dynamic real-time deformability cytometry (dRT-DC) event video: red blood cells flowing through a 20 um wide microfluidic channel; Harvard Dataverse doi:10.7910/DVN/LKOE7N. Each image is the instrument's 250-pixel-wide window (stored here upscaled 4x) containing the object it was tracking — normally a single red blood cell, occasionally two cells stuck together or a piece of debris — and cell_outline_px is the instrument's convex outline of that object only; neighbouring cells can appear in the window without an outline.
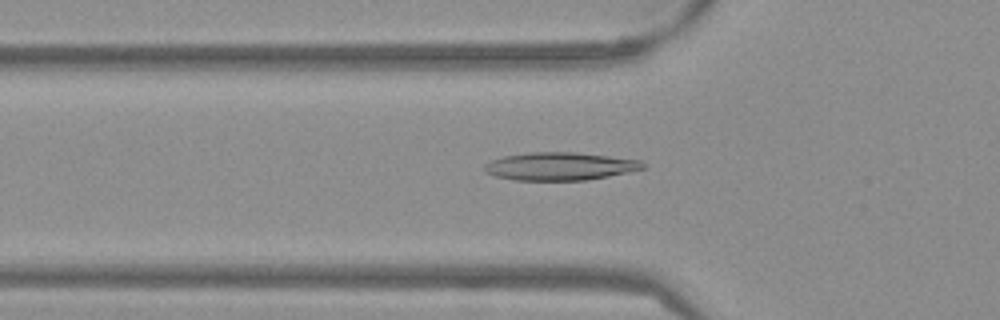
{"species": "Egyptian fruit bat (a non-hibernating species)", "species_latin": "Rousettus aegyptiacus", "temperature_condition": "warm", "stored_images_in_passage": 41, "camera_frame_rate_fps": 3000, "um_per_image_px": 0.085, "frame": {"image": 1, "passage_image": 6, "time_ms": 1.667, "image_size_px": [1000, 320], "cell_outline_px": [[644, 168], [628, 172], [588, 180], [516, 180], [496, 176], [484, 172], [484, 164], [492, 160], [504, 156], [532, 152], [572, 152], [608, 156], [640, 160], [644, 164]], "centroid_in_image_um": [47.57, 14.13], "position_along_channel_um": 78.2, "area_um2": 25.55}}
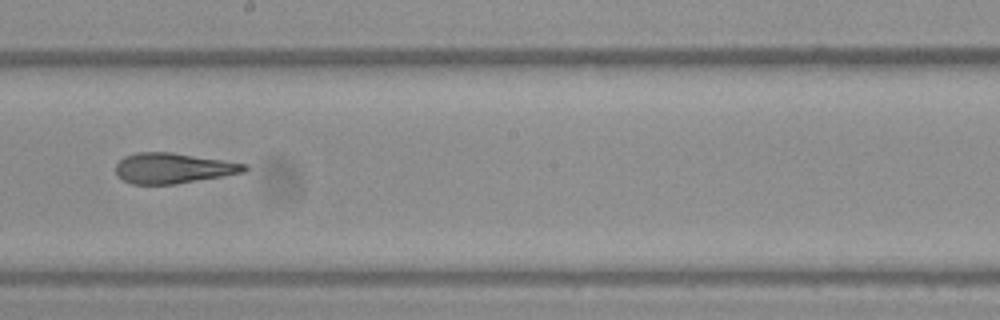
{"frame": {"image": 2, "passage_image": 18, "time_ms": 5.667, "image_size_px": [1000, 320], "cell_outline_px": [[248, 168], [244, 172], [176, 184], [132, 184], [116, 176], [116, 164], [124, 156], [136, 152], [172, 152], [224, 160], [248, 164]], "centroid_in_image_um": [14.7, 14.29], "position_along_channel_um": 233.5, "area_um2": 22.83}}
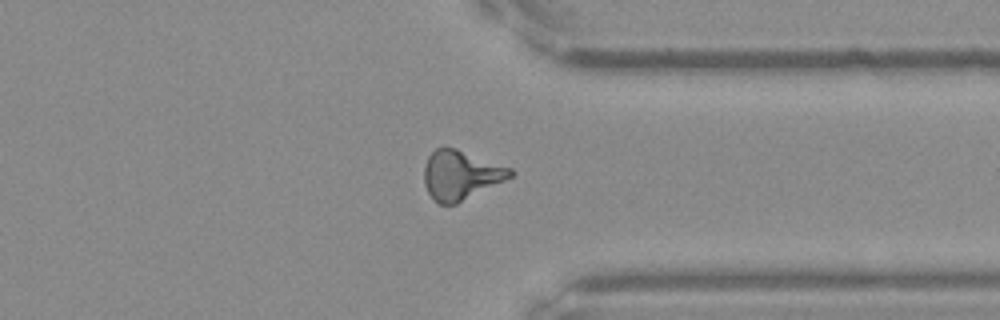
{"frame": {"image": 3, "passage_image": 29, "time_ms": 9.333, "image_size_px": [1000, 320], "cell_outline_px": [[516, 172], [512, 176], [456, 204], [440, 204], [428, 192], [424, 184], [424, 168], [428, 156], [436, 148], [456, 148], [512, 168]], "centroid_in_image_um": [39.16, 14.86], "position_along_channel_um": 372.2, "area_um2": 24.39}, "authors_computed_cell_mechanics": {"area_um2": 23.6402, "velocity_mm_per_s": 3.8509, "shape_relaxation_time_tau1_ms": 11.1049, "shape_relaxation_time_tau2_ms": 2.4222, "deformation_change_tau1": 0.2776, "deformation_change_tau2": 0.1195}}